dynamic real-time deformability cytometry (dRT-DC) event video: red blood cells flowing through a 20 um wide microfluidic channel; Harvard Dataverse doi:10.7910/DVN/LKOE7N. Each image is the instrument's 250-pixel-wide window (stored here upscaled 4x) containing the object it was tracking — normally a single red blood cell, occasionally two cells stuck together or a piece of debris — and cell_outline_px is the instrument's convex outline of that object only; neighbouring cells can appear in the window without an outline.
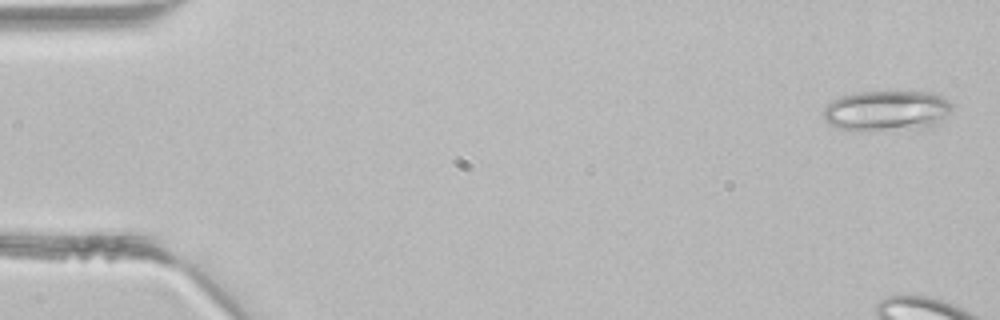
{"species": "common noctule bat (a hibernating species)", "species_latin": "Nyctalus noctula", "temperature_condition": "room temperature", "stored_images_in_passage": 4, "camera_frame_rate_fps": 3000, "um_per_image_px": 0.085, "animal": {"sex": "male", "body_mass_g": 21.5, "forearm_length_mm": 52.0}, "frame": {"image": 1, "passage_image": 1, "time_ms": 0.0, "image_size_px": [1000, 320], "cell_outline_px": [[952, 108], [940, 124], [932, 128], [860, 132], [856, 132], [840, 128], [828, 124], [824, 120], [820, 112], [832, 100], [840, 96], [856, 92], [936, 92], [948, 100], [952, 104]], "centroid_in_image_um": [75.37, 9.44], "position_along_channel_um": 9.6, "area_um2": 31.44}}